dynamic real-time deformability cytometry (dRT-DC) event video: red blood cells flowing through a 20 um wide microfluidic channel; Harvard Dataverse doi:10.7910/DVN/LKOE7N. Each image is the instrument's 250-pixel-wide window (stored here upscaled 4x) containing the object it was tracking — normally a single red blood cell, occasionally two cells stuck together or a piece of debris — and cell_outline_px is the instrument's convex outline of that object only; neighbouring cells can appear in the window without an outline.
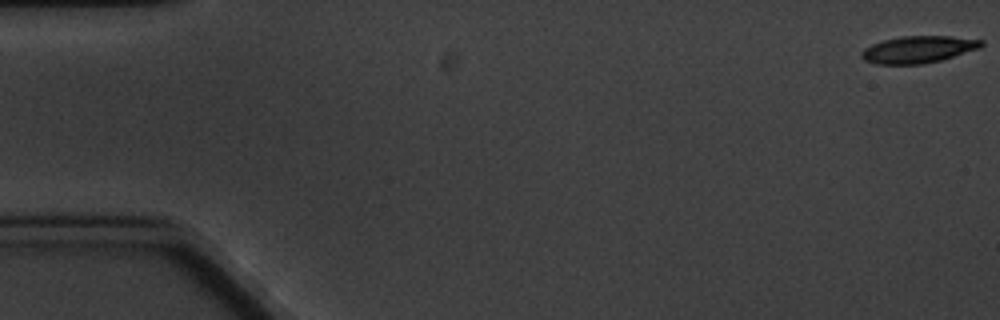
{"species": "common noctule bat (a hibernating species)", "species_latin": "Nyctalus noctula", "temperature_condition": "cold", "stored_images_in_passage": 8, "camera_frame_rate_fps": 3000, "um_per_image_px": 0.085, "animal": {"sex": "male", "body_mass_g": 20.1, "forearm_length_mm": 53.5}, "frame": {"image": 1, "passage_image": 1, "time_ms": 0.0, "image_size_px": [1000, 320], "cell_outline_px": [[984, 44], [980, 48], [940, 60], [924, 64], [876, 64], [864, 60], [860, 56], [860, 52], [864, 48], [872, 44], [884, 40], [904, 36], [952, 36], [984, 40]], "centroid_in_image_um": [78.05, 4.2], "position_along_channel_um": 7.0, "area_um2": 18.84}}
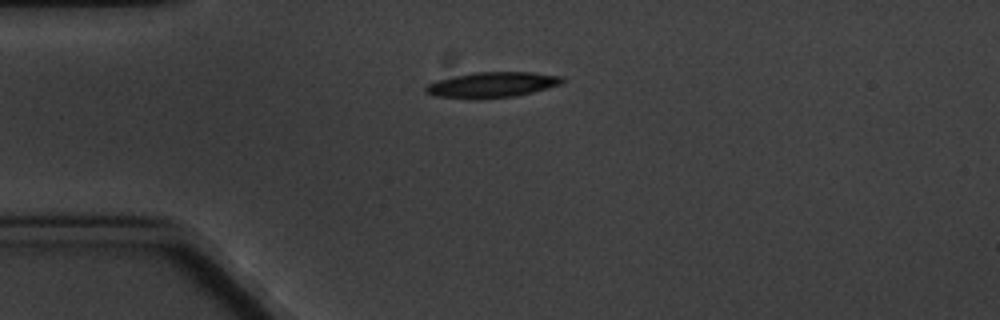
{"frame": {"image": 2, "passage_image": 5, "time_ms": 4.667, "image_size_px": [1000, 320], "cell_outline_px": [[564, 80], [560, 84], [532, 92], [516, 96], [480, 100], [472, 100], [436, 96], [424, 92], [424, 88], [428, 84], [436, 80], [476, 72], [532, 72], [564, 76]], "centroid_in_image_um": [41.8, 7.22], "position_along_channel_um": 43.2, "area_um2": 20.52}}
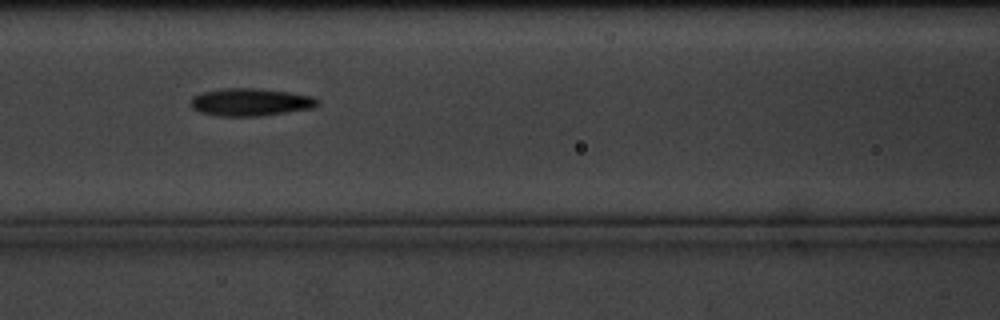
{"frame": {"image": 3, "passage_image": 8, "time_ms": 8.333, "image_size_px": [1000, 320], "cell_outline_px": [[320, 104], [312, 108], [256, 116], [220, 116], [200, 112], [192, 108], [192, 96], [204, 92], [224, 88], [256, 88], [288, 92], [312, 96], [320, 100]], "centroid_in_image_um": [21.3, 8.67], "position_along_channel_um": 145.3, "area_um2": 20.17}}